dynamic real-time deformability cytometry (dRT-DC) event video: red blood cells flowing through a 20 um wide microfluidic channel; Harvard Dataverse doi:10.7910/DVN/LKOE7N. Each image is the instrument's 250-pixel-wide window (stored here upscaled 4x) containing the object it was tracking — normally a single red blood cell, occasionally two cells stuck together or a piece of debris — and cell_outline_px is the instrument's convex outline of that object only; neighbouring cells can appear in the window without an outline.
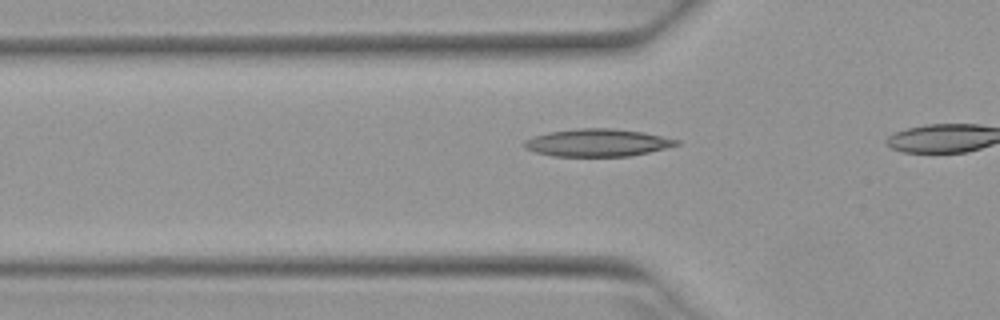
{"species": "Egyptian fruit bat (a non-hibernating species)", "species_latin": "Rousettus aegyptiacus", "temperature_condition": "warm", "stored_images_in_passage": 9, "camera_frame_rate_fps": 3000, "um_per_image_px": 0.085, "animal": {"sex": "female"}, "frame": {"image": 1, "passage_image": 8, "time_ms": 2.333, "image_size_px": [1000, 320], "cell_outline_px": [[680, 144], [648, 152], [628, 156], [552, 156], [536, 152], [524, 148], [524, 140], [532, 136], [548, 132], [576, 128], [612, 128], [644, 132], [680, 140]], "centroid_in_image_um": [50.75, 12.12], "position_along_channel_um": 75.0, "area_um2": 24.45}}